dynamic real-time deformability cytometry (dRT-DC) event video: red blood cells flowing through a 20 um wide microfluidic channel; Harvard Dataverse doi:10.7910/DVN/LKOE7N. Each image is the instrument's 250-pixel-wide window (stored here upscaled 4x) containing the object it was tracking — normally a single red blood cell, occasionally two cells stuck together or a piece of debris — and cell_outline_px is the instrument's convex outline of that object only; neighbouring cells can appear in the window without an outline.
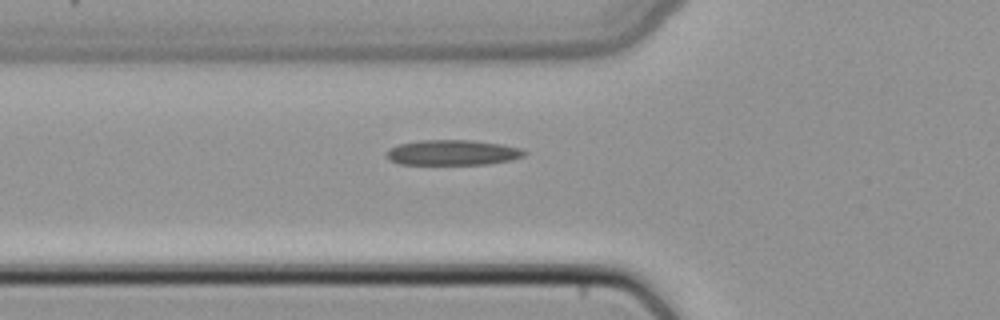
{"species": "common noctule bat (a hibernating species)", "species_latin": "Nyctalus noctula", "temperature_condition": "cold", "stored_images_in_passage": 33, "camera_frame_rate_fps": 3000, "um_per_image_px": 0.085, "animal": {"sex": "female", "body_mass_g": 22.7, "forearm_length_mm": 54.2}, "frame": {"image": 1, "passage_image": 2, "time_ms": 0.333, "image_size_px": [1000, 320], "cell_outline_px": [[528, 152], [524, 156], [512, 160], [488, 164], [400, 164], [388, 160], [388, 148], [400, 144], [420, 140], [472, 140], [500, 144], [524, 148]], "centroid_in_image_um": [38.52, 12.97], "position_along_channel_um": 87.3, "area_um2": 20.4}}
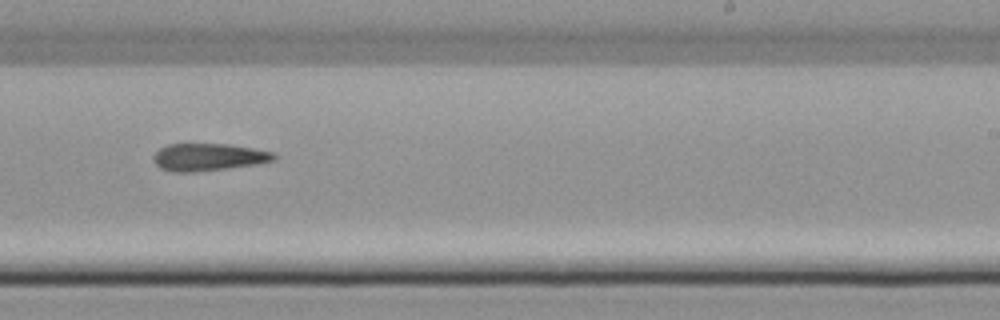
{"frame": {"image": 2, "passage_image": 15, "time_ms": 4.667, "image_size_px": [1000, 320], "cell_outline_px": [[276, 160], [256, 164], [228, 168], [196, 172], [172, 172], [160, 168], [152, 160], [152, 156], [160, 148], [168, 144], [228, 144], [252, 148], [272, 152], [276, 156]], "centroid_in_image_um": [17.68, 13.36], "position_along_channel_um": 271.3, "area_um2": 19.25}}
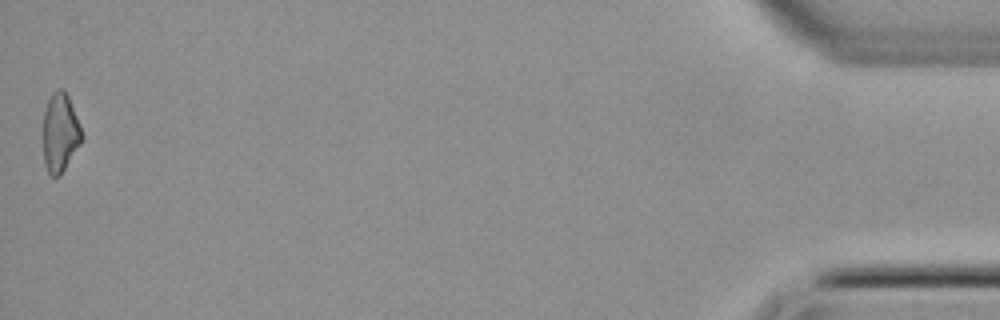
{"frame": {"image": 3, "passage_image": 33, "time_ms": 10.667, "image_size_px": [1000, 320], "cell_outline_px": [[84, 136], [80, 144], [60, 176], [52, 176], [48, 172], [44, 164], [40, 140], [40, 132], [44, 112], [48, 100], [52, 92], [60, 88], [68, 96], [80, 124]], "centroid_in_image_um": [5.05, 11.3], "position_along_channel_um": 430.1, "area_um2": 18.44}}